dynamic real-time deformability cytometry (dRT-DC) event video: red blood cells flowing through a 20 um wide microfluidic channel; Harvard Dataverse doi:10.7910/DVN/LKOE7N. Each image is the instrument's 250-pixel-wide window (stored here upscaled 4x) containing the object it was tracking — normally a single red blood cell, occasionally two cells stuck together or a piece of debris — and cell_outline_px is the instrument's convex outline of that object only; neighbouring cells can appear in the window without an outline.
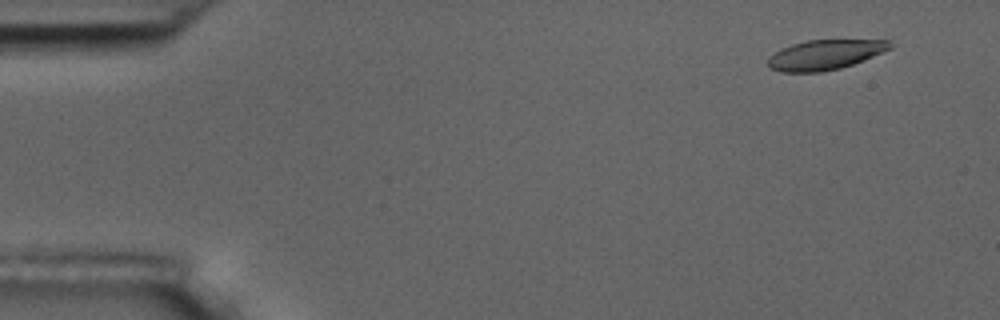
{"species": "common noctule bat (a hibernating species)", "species_latin": "Nyctalus noctula", "temperature_condition": "room temperature", "stored_images_in_passage": 8, "camera_frame_rate_fps": 3000, "um_per_image_px": 0.085, "animal": {"sex": "male", "body_mass_g": 17.5, "forearm_length_mm": 52.3}, "frame": {"image": 1, "passage_image": 2, "time_ms": 1.0, "image_size_px": [1000, 320], "cell_outline_px": [[892, 48], [864, 60], [840, 68], [820, 72], [780, 72], [768, 68], [768, 56], [780, 48], [792, 44], [808, 40], [888, 40], [892, 44]], "centroid_in_image_um": [70.08, 4.66], "position_along_channel_um": 14.9, "area_um2": 21.33}}
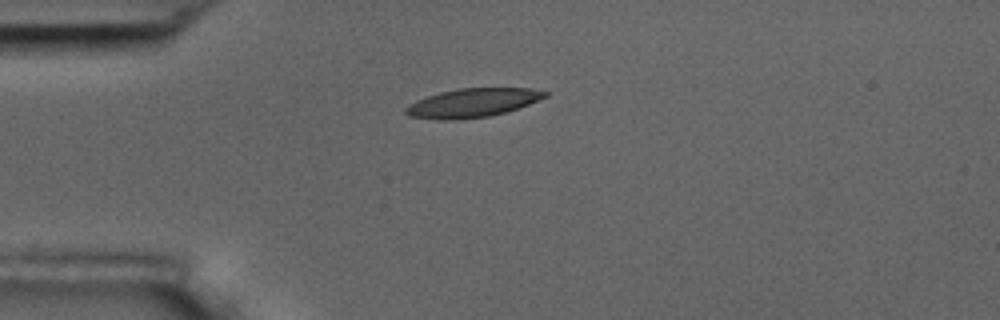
{"frame": {"image": 2, "passage_image": 4, "time_ms": 4.333, "image_size_px": [1000, 320], "cell_outline_px": [[548, 96], [528, 104], [504, 112], [488, 116], [452, 120], [436, 120], [408, 116], [404, 112], [404, 108], [408, 104], [416, 100], [440, 92], [460, 88], [532, 88], [548, 92]], "centroid_in_image_um": [40.11, 8.74], "position_along_channel_um": 44.9, "area_um2": 23.29}}
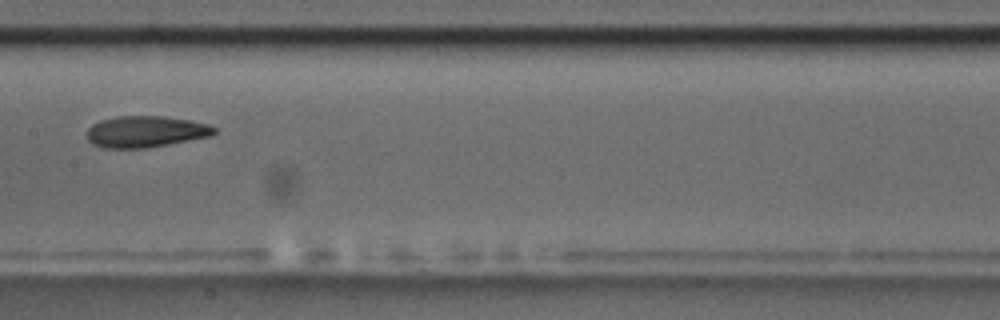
{"frame": {"image": 3, "passage_image": 8, "time_ms": 9.0, "image_size_px": [1000, 320], "cell_outline_px": [[216, 132], [212, 136], [148, 148], [104, 148], [92, 144], [84, 136], [88, 128], [92, 124], [100, 120], [116, 116], [164, 116], [188, 120], [208, 124], [216, 128]], "centroid_in_image_um": [12.34, 11.19], "position_along_channel_um": 195.1, "area_um2": 23.58}}